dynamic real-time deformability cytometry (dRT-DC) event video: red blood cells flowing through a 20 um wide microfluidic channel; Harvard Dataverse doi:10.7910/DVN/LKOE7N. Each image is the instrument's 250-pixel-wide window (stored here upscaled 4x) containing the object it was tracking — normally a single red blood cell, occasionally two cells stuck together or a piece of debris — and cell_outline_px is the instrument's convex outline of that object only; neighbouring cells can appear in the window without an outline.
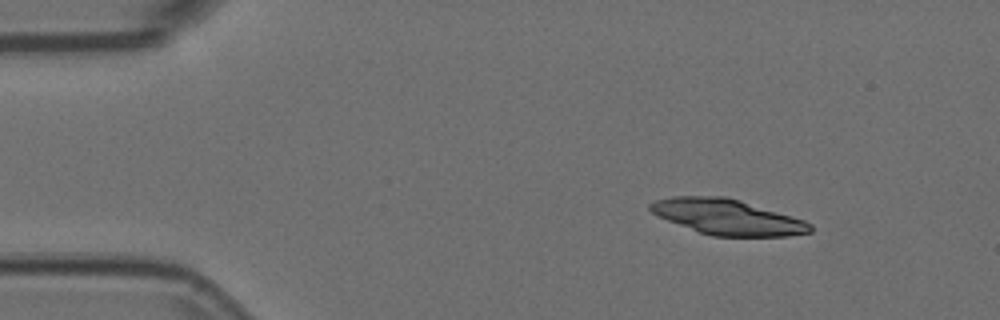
{"species": "Egyptian fruit bat (a non-hibernating species)", "species_latin": "Rousettus aegyptiacus", "temperature_condition": "room temperature", "stored_images_in_passage": 6, "camera_frame_rate_fps": 3000, "um_per_image_px": 0.085, "animal": {"sex": "female"}, "frame": {"image": 1, "passage_image": 1, "time_ms": 0.0, "image_size_px": [1000, 320], "cell_outline_px": [[812, 232], [788, 236], [712, 236], [700, 232], [656, 216], [648, 208], [648, 204], [656, 200], [672, 196], [724, 196], [740, 200], [804, 220], [812, 224]], "centroid_in_image_um": [61.81, 18.44], "position_along_channel_um": 23.2, "area_um2": 32.89}}
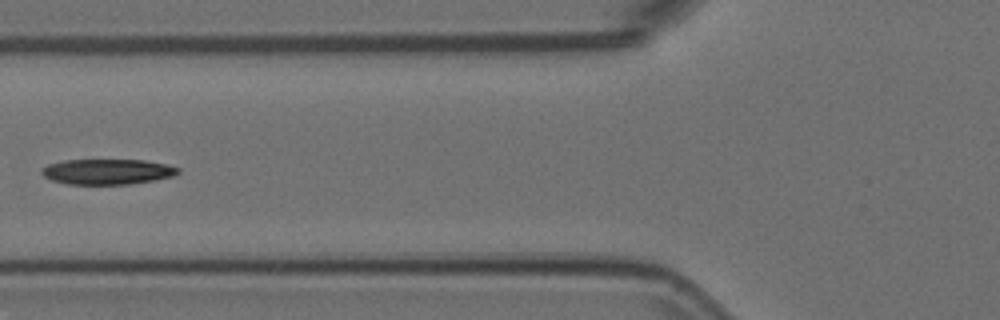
{"frame": {"image": 2, "passage_image": 5, "time_ms": 1.333, "image_size_px": [1000, 320], "cell_outline_px": [[180, 172], [172, 176], [156, 180], [128, 184], [64, 184], [52, 180], [44, 176], [40, 172], [40, 168], [48, 164], [64, 160], [144, 160], [164, 164], [180, 168]], "centroid_in_image_um": [9.09, 14.59], "position_along_channel_um": 116.7, "area_um2": 20.23}}
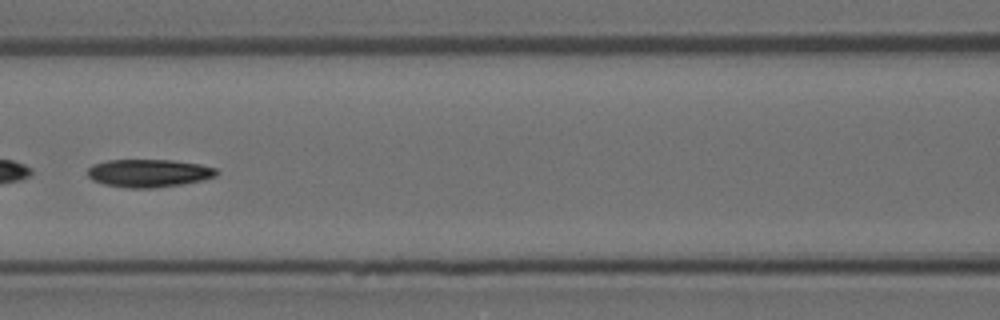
{"frame": {"image": 3, "passage_image": 6, "time_ms": 1.667, "image_size_px": [1000, 320], "cell_outline_px": [[220, 172], [216, 176], [204, 180], [184, 184], [152, 188], [124, 188], [104, 184], [92, 180], [88, 176], [88, 168], [92, 164], [108, 160], [172, 160], [200, 164], [216, 168]], "centroid_in_image_um": [12.66, 14.72], "position_along_channel_um": 153.9, "area_um2": 21.21}}